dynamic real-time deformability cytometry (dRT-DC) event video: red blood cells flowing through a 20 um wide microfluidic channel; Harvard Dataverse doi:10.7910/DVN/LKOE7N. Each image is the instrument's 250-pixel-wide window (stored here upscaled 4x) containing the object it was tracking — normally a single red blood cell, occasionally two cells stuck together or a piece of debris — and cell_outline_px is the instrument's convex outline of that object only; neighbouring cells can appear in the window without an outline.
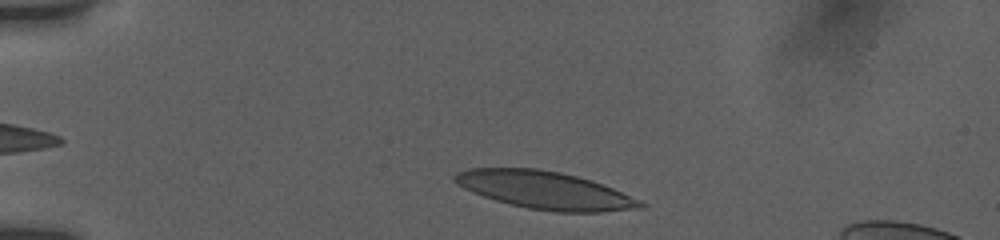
{"species": "human", "species_latin": "Homo sapiens", "temperature_condition": "room temperature", "stored_images_in_passage": 41, "camera_frame_rate_fps": 3000, "um_per_image_px": 0.085, "donor": {"sex": "female"}, "frame": {"image": 1, "passage_image": 3, "time_ms": 0.667, "image_size_px": [1000, 240], "cell_outline_px": [[648, 204], [644, 208], [600, 212], [556, 212], [528, 208], [496, 200], [472, 192], [456, 184], [452, 180], [452, 176], [456, 172], [468, 168], [536, 168], [560, 172], [592, 180], [612, 188], [640, 200]], "centroid_in_image_um": [46.31, 16.16], "position_along_channel_um": 38.7, "area_um2": 40.75}}
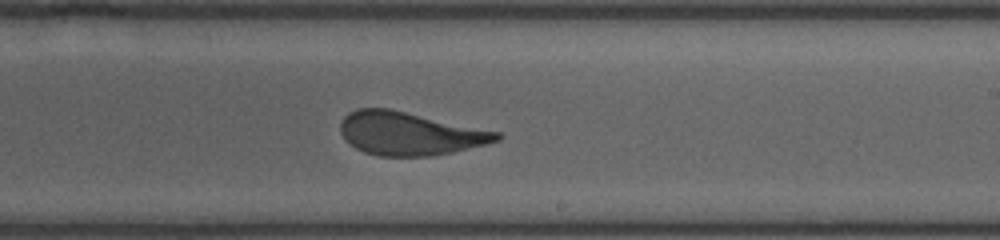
{"frame": {"image": 2, "passage_image": 24, "time_ms": 7.667, "image_size_px": [1000, 240], "cell_outline_px": [[504, 136], [500, 140], [452, 152], [432, 156], [380, 156], [364, 152], [356, 148], [344, 140], [340, 132], [340, 120], [348, 112], [356, 108], [388, 108], [500, 132]], "centroid_in_image_um": [34.78, 11.35], "position_along_channel_um": 254.2, "area_um2": 39.36}}
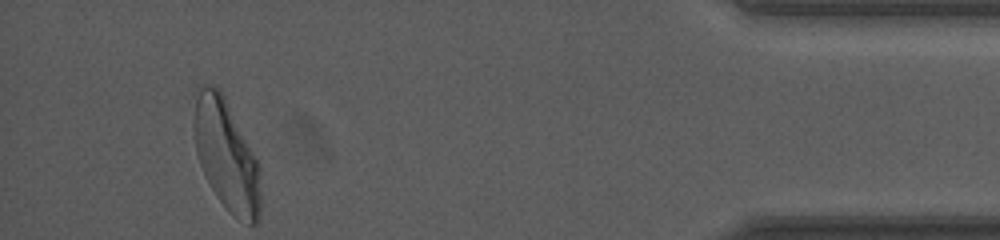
{"frame": {"image": 3, "passage_image": 41, "time_ms": 13.333, "image_size_px": [1000, 240], "cell_outline_px": [[260, 216], [256, 224], [248, 224], [232, 216], [228, 212], [216, 196], [200, 164], [196, 152], [192, 124], [196, 88], [200, 84], [204, 84], [216, 88], [220, 92], [260, 160]], "centroid_in_image_um": [19.25, 13.22], "position_along_channel_um": 416.0, "area_um2": 43.52}, "authors_computed_cell_mechanics": {"area_um2": 40.6334, "velocity_mm_per_s": 3.8275, "shape_relaxation_time_tau1_ms": 5.381, "shape_relaxation_time_tau2_ms": 0.7791, "deformation_change_tau1": 0.1974, "deformation_change_tau2": 0.0873}}